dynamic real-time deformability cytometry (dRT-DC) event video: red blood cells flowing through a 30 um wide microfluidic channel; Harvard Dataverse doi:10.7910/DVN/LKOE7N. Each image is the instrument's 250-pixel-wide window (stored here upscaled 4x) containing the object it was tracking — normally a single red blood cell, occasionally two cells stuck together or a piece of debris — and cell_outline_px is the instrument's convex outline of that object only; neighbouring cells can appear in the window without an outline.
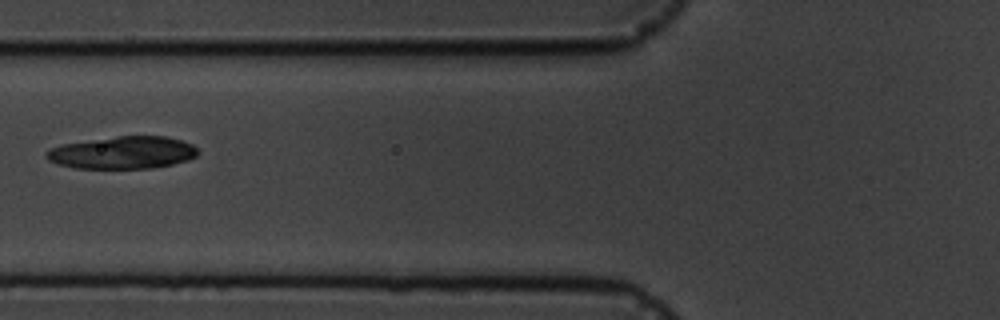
{"species": "common noctule bat (a hibernating species)", "species_latin": "Nyctalus noctula", "temperature_condition": "cold", "stored_images_in_passage": 7, "camera_frame_rate_fps": 3000, "um_per_image_px": 0.085, "animal": {"sex": "male", "body_mass_g": 19.5, "forearm_length_mm": 54.6}, "frame": {"image": 1, "passage_image": 7, "time_ms": 6.667, "image_size_px": [1000, 320], "cell_outline_px": [[200, 152], [196, 156], [188, 160], [172, 164], [152, 168], [72, 168], [56, 164], [48, 160], [44, 156], [44, 152], [48, 148], [60, 144], [116, 136], [164, 136], [180, 140], [192, 144]], "centroid_in_image_um": [10.37, 12.97], "position_along_channel_um": 115.4, "area_um2": 28.9}}